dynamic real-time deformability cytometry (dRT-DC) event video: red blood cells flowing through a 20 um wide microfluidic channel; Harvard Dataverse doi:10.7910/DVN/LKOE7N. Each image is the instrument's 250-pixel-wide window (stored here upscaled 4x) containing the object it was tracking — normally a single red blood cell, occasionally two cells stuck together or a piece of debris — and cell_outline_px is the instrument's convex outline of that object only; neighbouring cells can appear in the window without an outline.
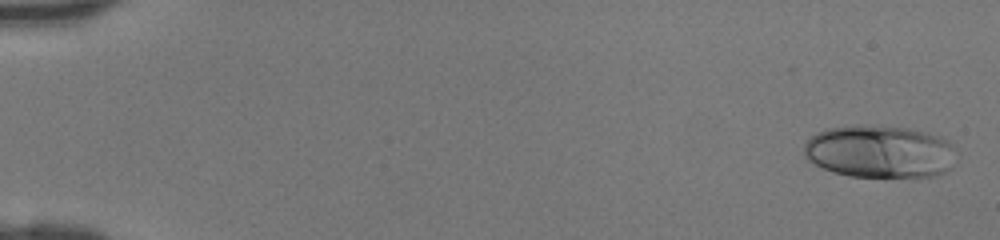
{"species": "human", "species_latin": "Homo sapiens", "temperature_condition": "room temperature", "stored_images_in_passage": 46, "camera_frame_rate_fps": 3000, "um_per_image_px": 0.085, "donor": {"sex": "female"}, "frame": {"image": 1, "passage_image": 2, "time_ms": 0.333, "image_size_px": [1000, 240], "cell_outline_px": [[952, 168], [936, 176], [848, 176], [832, 172], [808, 160], [804, 156], [804, 144], [816, 132], [828, 128], [908, 128], [940, 136], [948, 140], [952, 144]], "centroid_in_image_um": [74.77, 12.92], "position_along_channel_um": 10.2, "area_um2": 45.43}}
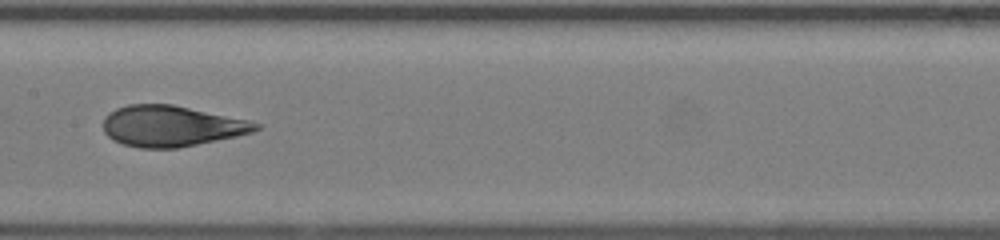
{"frame": {"image": 2, "passage_image": 25, "time_ms": 8.0, "image_size_px": [1000, 240], "cell_outline_px": [[260, 128], [252, 132], [236, 136], [176, 148], [140, 148], [124, 144], [112, 140], [104, 132], [104, 116], [108, 112], [116, 108], [128, 104], [172, 104], [248, 120], [260, 124]], "centroid_in_image_um": [14.52, 10.71], "position_along_channel_um": 192.9, "area_um2": 36.13}}
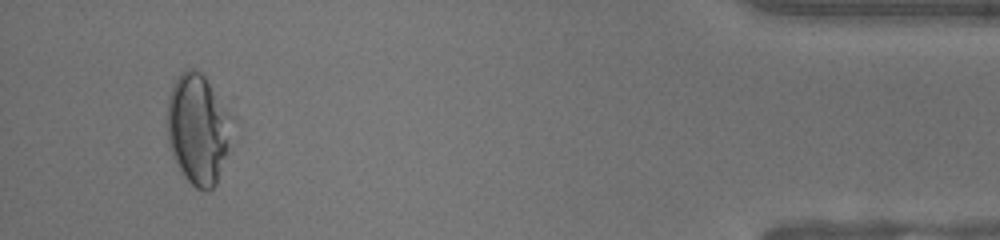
{"frame": {"image": 3, "passage_image": 44, "time_ms": 14.333, "image_size_px": [1000, 240], "cell_outline_px": [[236, 120], [216, 184], [212, 188], [204, 192], [196, 188], [184, 176], [176, 164], [168, 144], [168, 100], [172, 88], [180, 72], [188, 68], [192, 68], [200, 72], [236, 96]], "centroid_in_image_um": [17.0, 10.78], "position_along_channel_um": 418.2, "area_um2": 44.56}}